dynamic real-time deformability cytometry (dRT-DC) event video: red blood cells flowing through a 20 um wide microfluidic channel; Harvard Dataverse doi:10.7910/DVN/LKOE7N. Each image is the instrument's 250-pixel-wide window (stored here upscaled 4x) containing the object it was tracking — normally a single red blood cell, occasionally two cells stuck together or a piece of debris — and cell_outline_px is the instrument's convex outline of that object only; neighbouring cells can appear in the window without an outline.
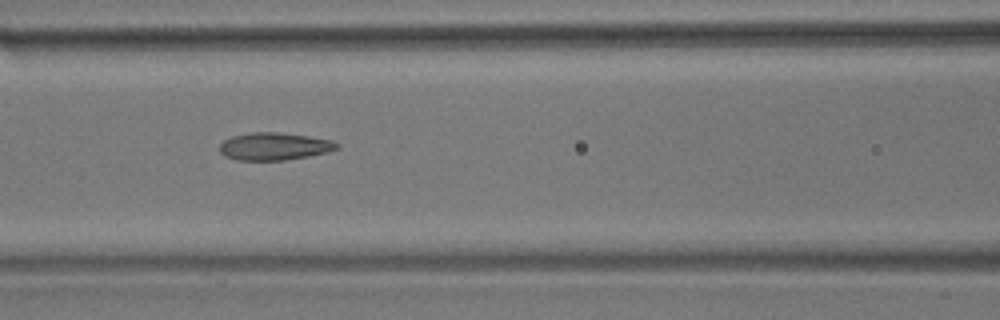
{"species": "common noctule bat (a hibernating species)", "species_latin": "Nyctalus noctula", "temperature_condition": "room temperature", "stored_images_in_passage": 6, "camera_frame_rate_fps": 3000, "um_per_image_px": 0.085, "animal": {"sex": "male", "body_mass_g": 17.9}, "frame": {"image": 1, "passage_image": 6, "time_ms": 1.667, "image_size_px": [1000, 320], "cell_outline_px": [[340, 148], [328, 152], [308, 156], [284, 160], [236, 160], [224, 156], [220, 152], [220, 144], [224, 140], [232, 136], [252, 132], [276, 132], [308, 136], [332, 140], [340, 144]], "centroid_in_image_um": [23.32, 12.44], "position_along_channel_um": 143.3, "area_um2": 18.84}}